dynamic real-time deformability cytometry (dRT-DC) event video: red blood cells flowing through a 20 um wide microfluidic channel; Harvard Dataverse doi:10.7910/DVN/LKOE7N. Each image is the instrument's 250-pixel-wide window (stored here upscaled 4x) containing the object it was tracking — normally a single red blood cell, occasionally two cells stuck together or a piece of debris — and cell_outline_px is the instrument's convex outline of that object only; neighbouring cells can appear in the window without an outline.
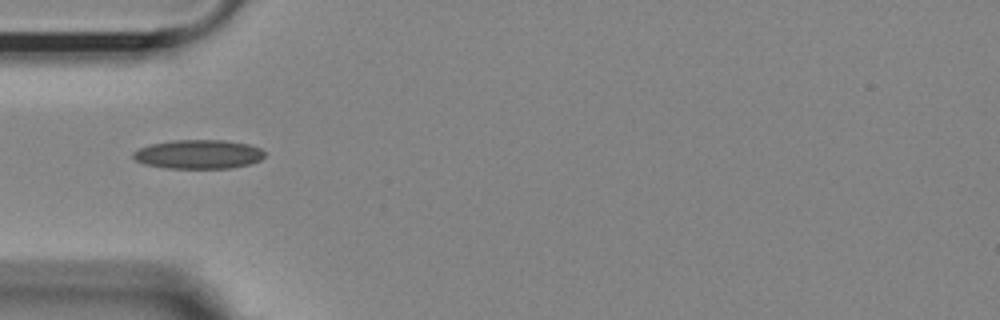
{"species": "Egyptian fruit bat (a non-hibernating species)", "species_latin": "Rousettus aegyptiacus", "temperature_condition": "room temperature", "stored_images_in_passage": 39, "camera_frame_rate_fps": 3000, "um_per_image_px": 0.085, "animal": {"sex": "female"}, "frame": {"image": 1, "passage_image": 1, "time_ms": 0.0, "image_size_px": [1000, 320], "cell_outline_px": [[264, 156], [260, 160], [248, 164], [232, 168], [164, 168], [144, 164], [136, 160], [132, 156], [132, 152], [140, 148], [152, 144], [172, 140], [224, 140], [248, 144], [260, 148], [264, 152]], "centroid_in_image_um": [16.85, 13.11], "position_along_channel_um": 68.1, "area_um2": 22.2}}
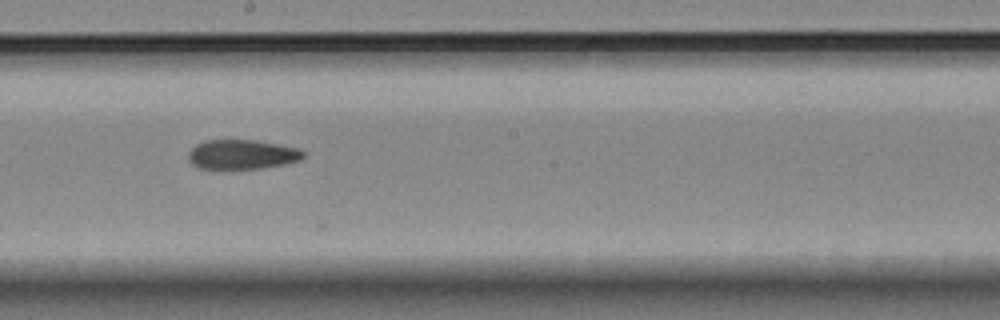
{"frame": {"image": 2, "passage_image": 14, "time_ms": 4.333, "image_size_px": [1000, 320], "cell_outline_px": [[304, 156], [300, 160], [284, 164], [260, 168], [200, 168], [192, 164], [188, 160], [188, 152], [196, 144], [204, 140], [256, 140], [300, 148], [304, 152]], "centroid_in_image_um": [20.57, 13.11], "position_along_channel_um": 227.6, "area_um2": 19.71}}
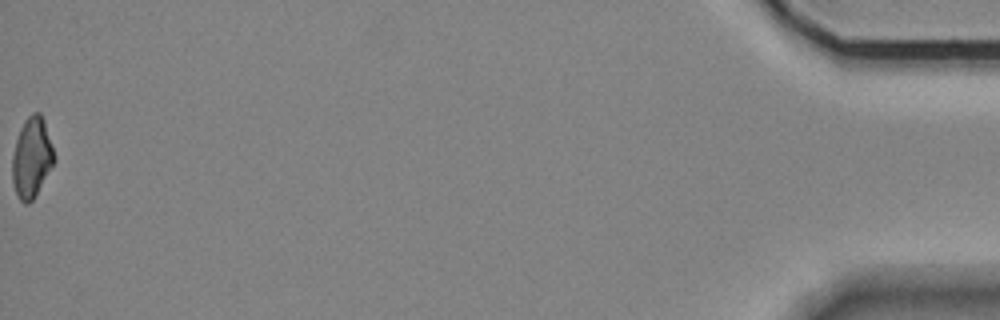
{"frame": {"image": 3, "passage_image": 39, "time_ms": 12.667, "image_size_px": [1000, 320], "cell_outline_px": [[56, 160], [32, 200], [28, 204], [24, 204], [20, 200], [16, 192], [12, 180], [12, 156], [16, 140], [20, 128], [24, 120], [32, 112], [40, 112], [44, 120], [56, 156]], "centroid_in_image_um": [2.7, 13.37], "position_along_channel_um": 432.5, "area_um2": 19.59}, "authors_computed_cell_mechanics": {"area_um2": 20.23, "velocity_mm_per_s": 3.6541, "shape_relaxation_time_tau1_ms": null, "shape_relaxation_time_tau2_ms": 5.257, "deformation_change_tau1": null, "deformation_change_tau2": 0.1275}}